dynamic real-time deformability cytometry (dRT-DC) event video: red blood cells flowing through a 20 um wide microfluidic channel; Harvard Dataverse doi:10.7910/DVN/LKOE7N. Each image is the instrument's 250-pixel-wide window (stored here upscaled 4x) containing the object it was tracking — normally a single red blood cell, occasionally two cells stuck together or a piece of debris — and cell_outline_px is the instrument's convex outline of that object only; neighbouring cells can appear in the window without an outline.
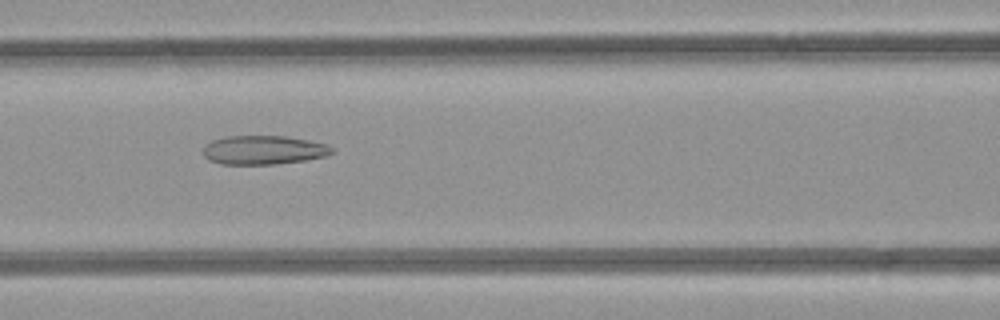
{"species": "common noctule bat (a hibernating species)", "species_latin": "Nyctalus noctula", "temperature_condition": "room temperature", "stored_images_in_passage": 38, "camera_frame_rate_fps": 3000, "um_per_image_px": 0.085, "animal": {"sex": "female", "body_mass_g": 21.9}, "frame": {"image": 1, "passage_image": 10, "time_ms": 3.0, "image_size_px": [1000, 320], "cell_outline_px": [[336, 152], [324, 156], [304, 160], [276, 164], [220, 164], [208, 160], [204, 156], [204, 148], [212, 140], [224, 136], [288, 136], [328, 144], [336, 148]], "centroid_in_image_um": [22.45, 12.74], "position_along_channel_um": 144.2, "area_um2": 21.85}}
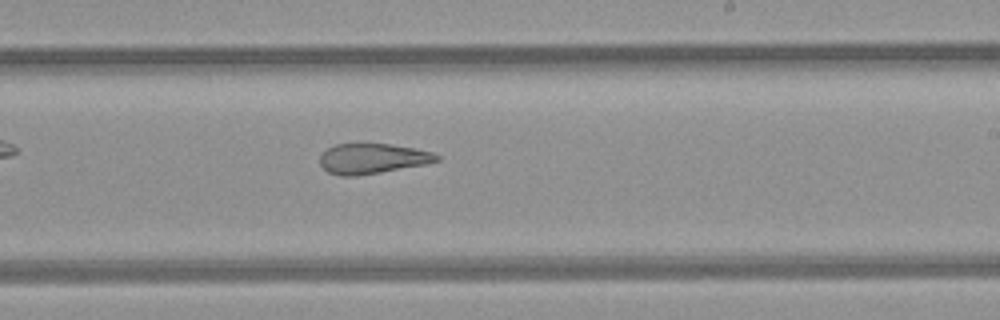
{"frame": {"image": 2, "passage_image": 18, "time_ms": 5.667, "image_size_px": [1000, 320], "cell_outline_px": [[440, 160], [428, 164], [356, 176], [340, 176], [328, 172], [320, 164], [320, 156], [328, 148], [336, 144], [388, 144], [412, 148], [432, 152], [440, 156]], "centroid_in_image_um": [31.66, 13.49], "position_along_channel_um": 257.3, "area_um2": 20.4}}
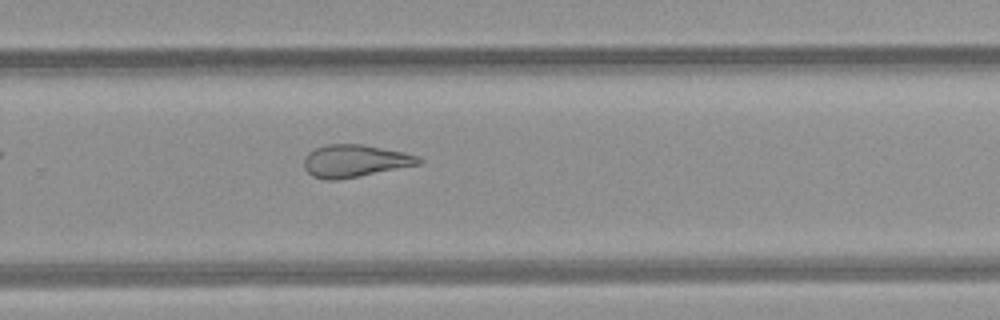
{"frame": {"image": 3, "passage_image": 21, "time_ms": 6.667, "image_size_px": [1000, 320], "cell_outline_px": [[424, 160], [420, 164], [336, 180], [324, 180], [312, 176], [304, 168], [304, 156], [308, 152], [316, 148], [328, 144], [364, 144], [404, 152], [420, 156]], "centroid_in_image_um": [30.16, 13.67], "position_along_channel_um": 299.6, "area_um2": 21.68}, "authors_computed_cell_mechanics": {"area_um2": 23.7847, "velocity_mm_per_s": 4.258, "shape_relaxation_time_tau1_ms": null, "shape_relaxation_time_tau2_ms": 2.744, "deformation_change_tau1": null, "deformation_change_tau2": 0.1305}}